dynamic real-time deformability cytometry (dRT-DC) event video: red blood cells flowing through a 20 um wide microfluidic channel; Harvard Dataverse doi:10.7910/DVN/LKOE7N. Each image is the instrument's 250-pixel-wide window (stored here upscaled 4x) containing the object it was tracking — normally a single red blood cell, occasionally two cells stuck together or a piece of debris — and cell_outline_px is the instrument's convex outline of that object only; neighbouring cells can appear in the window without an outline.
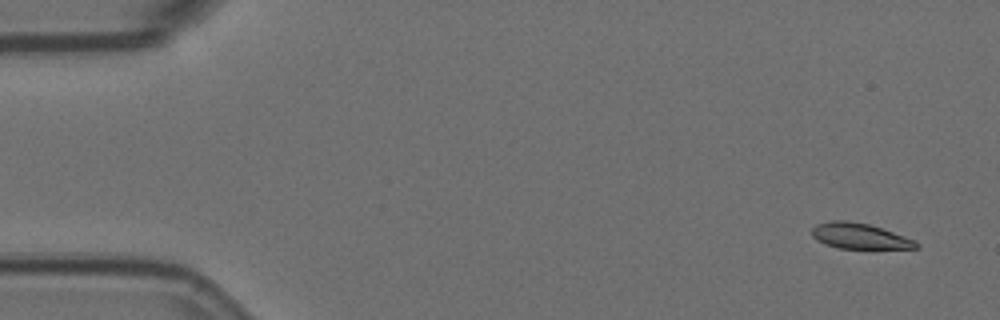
{"species": "Egyptian fruit bat (a non-hibernating species)", "species_latin": "Rousettus aegyptiacus", "temperature_condition": "room temperature", "stored_images_in_passage": 6, "camera_frame_rate_fps": 3000, "um_per_image_px": 0.085, "animal": {"sex": "female"}, "frame": {"image": 1, "passage_image": 1, "time_ms": 0.0, "image_size_px": [1000, 320], "cell_outline_px": [[920, 248], [872, 252], [840, 248], [828, 244], [812, 236], [812, 228], [816, 224], [832, 220], [844, 220], [868, 224], [916, 240], [920, 244]], "centroid_in_image_um": [73.2, 20.14], "position_along_channel_um": 11.8, "area_um2": 16.36}}